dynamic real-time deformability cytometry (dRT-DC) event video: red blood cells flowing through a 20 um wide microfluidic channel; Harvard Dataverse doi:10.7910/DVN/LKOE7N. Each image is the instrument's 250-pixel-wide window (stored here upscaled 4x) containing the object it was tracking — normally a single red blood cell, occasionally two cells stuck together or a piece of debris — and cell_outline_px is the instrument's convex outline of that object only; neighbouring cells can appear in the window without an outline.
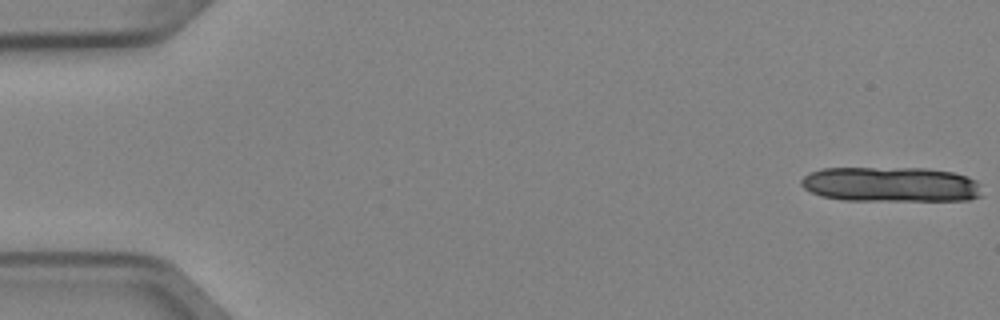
{"species": "Egyptian fruit bat (a non-hibernating species)", "species_latin": "Rousettus aegyptiacus", "temperature_condition": "cold", "stored_images_in_passage": 5, "camera_frame_rate_fps": 3000, "um_per_image_px": 0.085, "animal": {"sex": "female"}, "frame": {"image": 1, "passage_image": 1, "time_ms": 0.0, "image_size_px": [1000, 320], "cell_outline_px": [[984, 196], [968, 200], [844, 200], [820, 196], [804, 188], [800, 184], [800, 180], [804, 176], [820, 168], [924, 168], [952, 172], [968, 176], [976, 180], [980, 184]], "centroid_in_image_um": [75.75, 15.67], "position_along_channel_um": 9.2, "area_um2": 37.17}}